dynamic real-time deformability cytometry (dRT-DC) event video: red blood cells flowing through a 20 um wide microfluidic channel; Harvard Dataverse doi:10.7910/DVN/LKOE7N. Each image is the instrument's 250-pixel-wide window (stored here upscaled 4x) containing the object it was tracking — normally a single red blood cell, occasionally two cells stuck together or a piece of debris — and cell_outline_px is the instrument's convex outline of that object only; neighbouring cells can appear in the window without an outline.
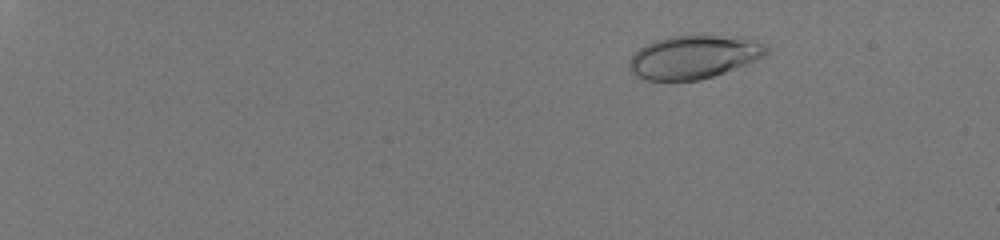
{"species": "human", "species_latin": "Homo sapiens", "temperature_condition": "room temperature", "stored_images_in_passage": 56, "camera_frame_rate_fps": 3000, "um_per_image_px": 0.085, "donor": {"sex": "male"}, "frame": {"image": 1, "passage_image": 10, "time_ms": 3.0, "image_size_px": [1000, 240], "cell_outline_px": [[768, 52], [764, 56], [748, 64], [700, 80], [648, 80], [636, 76], [628, 68], [628, 60], [644, 44], [668, 36], [756, 36], [768, 48]], "centroid_in_image_um": [59.03, 4.82], "position_along_channel_um": 26.0, "area_um2": 34.97}}
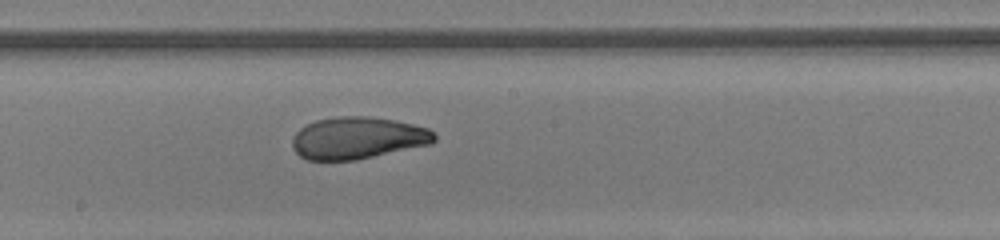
{"frame": {"image": 2, "passage_image": 37, "time_ms": 12.0, "image_size_px": [1000, 240], "cell_outline_px": [[436, 140], [432, 144], [356, 160], [308, 160], [300, 156], [292, 148], [292, 136], [300, 128], [316, 120], [340, 116], [368, 116], [396, 120], [428, 128], [436, 132]], "centroid_in_image_um": [30.42, 11.73], "position_along_channel_um": 217.8, "area_um2": 35.03}}
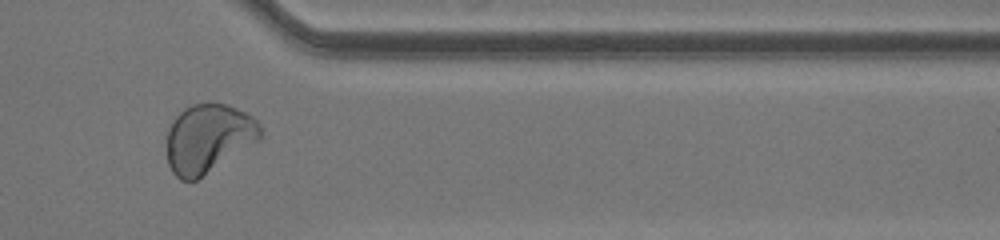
{"frame": {"image": 3, "passage_image": 50, "time_ms": 16.333, "image_size_px": [1000, 240], "cell_outline_px": [[264, 132], [260, 140], [196, 180], [180, 180], [172, 172], [168, 164], [168, 128], [172, 120], [184, 108], [192, 104], [212, 100], [236, 108], [252, 116], [260, 124]], "centroid_in_image_um": [17.73, 11.72], "position_along_channel_um": 393.7, "area_um2": 37.8}, "authors_computed_cell_mechanics": {"area_um2": 35.6048, "velocity_mm_per_s": 4.0942, "shape_relaxation_time_tau1_ms": 5.7804, "shape_relaxation_time_tau2_ms": 0.7898, "deformation_change_tau1": 0.2206, "deformation_change_tau2": 0.0606}}